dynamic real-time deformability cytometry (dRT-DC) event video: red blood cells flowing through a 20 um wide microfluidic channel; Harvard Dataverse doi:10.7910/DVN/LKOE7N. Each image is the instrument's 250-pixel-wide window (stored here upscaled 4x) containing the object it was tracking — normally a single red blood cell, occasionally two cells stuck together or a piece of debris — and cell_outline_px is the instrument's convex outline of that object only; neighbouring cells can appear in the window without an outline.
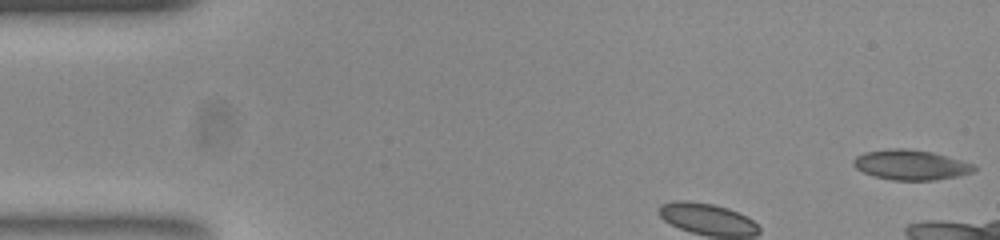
{"species": "common noctule bat (a hibernating species)", "species_latin": "Nyctalus noctula", "temperature_condition": "room temperature", "stored_images_in_passage": 9, "camera_frame_rate_fps": 3000, "um_per_image_px": 0.085, "animal": {"sex": "female", "body_mass_g": 23.0, "forearm_length_mm": 53.4}, "frame": {"image": 1, "passage_image": 1, "time_ms": 0.0, "image_size_px": [1000, 240], "cell_outline_px": [[976, 168], [972, 172], [956, 176], [936, 180], [892, 180], [872, 176], [856, 168], [852, 164], [852, 160], [856, 156], [864, 152], [888, 148], [904, 148], [932, 152], [960, 160], [972, 164]], "centroid_in_image_um": [77.35, 14.01], "position_along_channel_um": 7.6, "area_um2": 21.04}}